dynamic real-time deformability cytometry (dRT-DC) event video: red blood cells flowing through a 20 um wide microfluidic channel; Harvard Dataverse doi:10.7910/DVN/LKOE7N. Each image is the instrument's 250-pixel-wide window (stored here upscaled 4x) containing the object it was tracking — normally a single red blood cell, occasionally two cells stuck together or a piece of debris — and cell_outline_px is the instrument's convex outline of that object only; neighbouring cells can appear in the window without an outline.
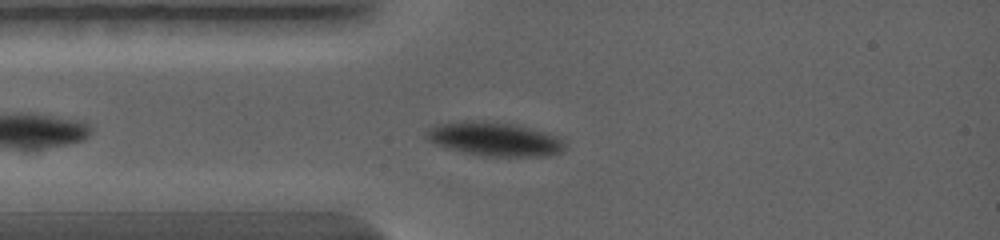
{"species": "common noctule bat (a hibernating species)", "species_latin": "Nyctalus noctula", "temperature_condition": "warm", "stored_images_in_passage": 19, "camera_frame_rate_fps": 5000, "um_per_image_px": 0.085, "animal": {"sex": "female", "body_mass_g": 19.0, "forearm_length_mm": 56.7}, "frame": {"image": 1, "passage_image": 4, "time_ms": 1.0, "image_size_px": [1000, 240], "cell_outline_px": [[568, 148], [564, 152], [548, 156], [488, 156], [460, 152], [436, 144], [428, 140], [424, 136], [424, 132], [428, 128], [436, 124], [460, 120], [492, 120], [512, 124], [544, 132], [556, 136], [568, 144]], "centroid_in_image_um": [42.02, 11.81], "position_along_channel_um": 43.0, "area_um2": 27.86}}
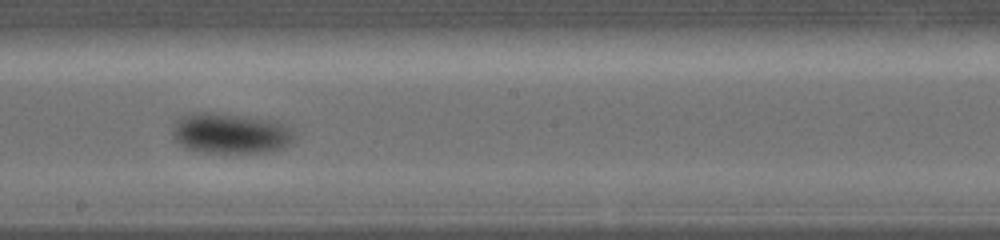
{"frame": {"image": 2, "passage_image": 13, "time_ms": 4.6, "image_size_px": [1000, 240], "cell_outline_px": [[296, 140], [284, 148], [268, 152], [204, 152], [184, 148], [172, 136], [172, 128], [176, 120], [180, 116], [192, 112], [216, 112], [276, 120], [288, 124], [292, 128], [296, 136]], "centroid_in_image_um": [19.64, 11.31], "position_along_channel_um": 228.6, "area_um2": 29.48}}
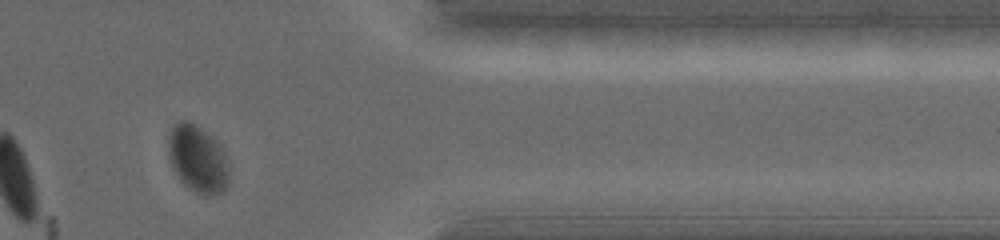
{"frame": {"image": 3, "passage_image": 19, "time_ms": 8.0, "image_size_px": [1000, 240], "cell_outline_px": [[228, 184], [224, 192], [208, 196], [204, 196], [188, 188], [180, 180], [172, 168], [168, 156], [168, 136], [172, 128], [180, 120], [188, 120], [200, 128], [224, 152], [228, 164]], "centroid_in_image_um": [16.78, 13.56], "position_along_channel_um": 394.6, "area_um2": 23.58}}